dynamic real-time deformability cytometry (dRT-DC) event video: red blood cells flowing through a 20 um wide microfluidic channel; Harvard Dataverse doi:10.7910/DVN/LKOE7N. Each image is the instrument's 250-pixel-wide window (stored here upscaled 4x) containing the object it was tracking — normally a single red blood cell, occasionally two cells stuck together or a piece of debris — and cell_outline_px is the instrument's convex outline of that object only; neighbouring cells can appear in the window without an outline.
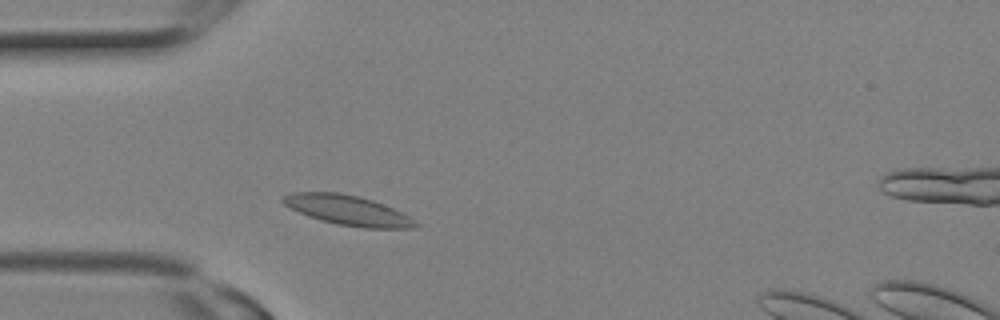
{"species": "Egyptian fruit bat (a non-hibernating species)", "species_latin": "Rousettus aegyptiacus", "temperature_condition": "room temperature", "stored_images_in_passage": 8, "camera_frame_rate_fps": 3000, "um_per_image_px": 0.085, "animal": {"sex": "female"}, "frame": {"image": 1, "passage_image": 3, "time_ms": 0.667, "image_size_px": [1000, 320], "cell_outline_px": [[420, 224], [412, 228], [364, 228], [336, 224], [320, 220], [308, 216], [284, 204], [280, 200], [280, 196], [292, 192], [340, 192], [360, 196], [372, 200], [392, 208], [408, 216]], "centroid_in_image_um": [29.52, 17.86], "position_along_channel_um": 55.5, "area_um2": 23.0}}
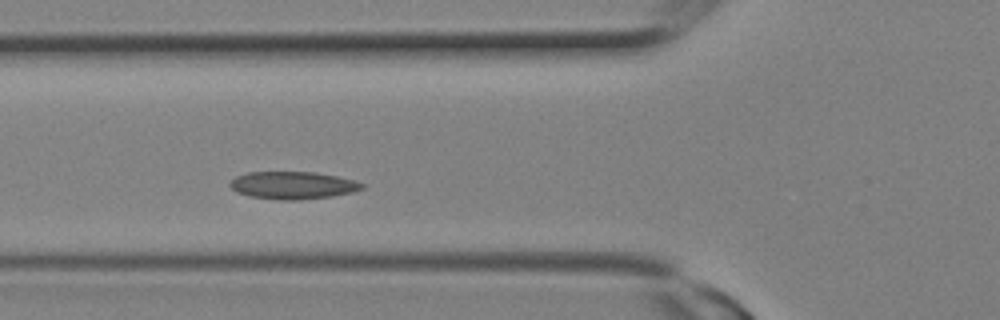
{"frame": {"image": 2, "passage_image": 5, "time_ms": 1.333, "image_size_px": [1000, 320], "cell_outline_px": [[364, 188], [352, 192], [332, 196], [300, 200], [280, 200], [248, 196], [236, 192], [228, 184], [236, 176], [248, 172], [316, 172], [356, 180], [364, 184]], "centroid_in_image_um": [24.89, 15.75], "position_along_channel_um": 100.9, "area_um2": 21.27}}
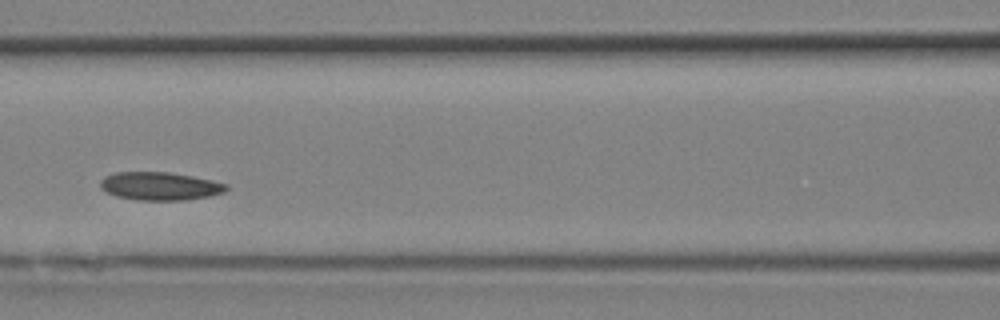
{"frame": {"image": 3, "passage_image": 7, "time_ms": 2.0, "image_size_px": [1000, 320], "cell_outline_px": [[228, 188], [224, 192], [208, 196], [184, 200], [136, 200], [116, 196], [104, 192], [100, 188], [100, 180], [104, 176], [116, 172], [168, 172], [192, 176], [212, 180], [228, 184]], "centroid_in_image_um": [13.55, 15.82], "position_along_channel_um": 153.0, "area_um2": 20.75}}